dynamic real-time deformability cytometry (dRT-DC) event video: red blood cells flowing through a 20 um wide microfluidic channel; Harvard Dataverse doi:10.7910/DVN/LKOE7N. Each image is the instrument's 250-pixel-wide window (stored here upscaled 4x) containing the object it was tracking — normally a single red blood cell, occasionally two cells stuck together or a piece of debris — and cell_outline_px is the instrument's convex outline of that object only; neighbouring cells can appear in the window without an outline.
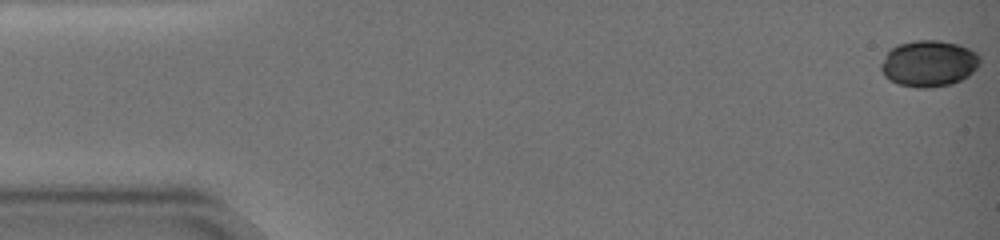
{"species": "common noctule bat (a hibernating species)", "species_latin": "Nyctalus noctula", "temperature_condition": "warm", "stored_images_in_passage": 61, "camera_frame_rate_fps": 3000, "um_per_image_px": 0.085, "animal": {"sex": "female", "body_mass_g": 19.0, "forearm_length_mm": 51.5}, "frame": {"image": 1, "passage_image": 1, "time_ms": 0.0, "image_size_px": [1000, 240], "cell_outline_px": [[980, 64], [968, 76], [952, 84], [928, 88], [916, 88], [896, 84], [884, 76], [880, 68], [880, 64], [888, 52], [892, 48], [900, 44], [916, 40], [940, 40], [960, 44], [976, 52], [980, 56]], "centroid_in_image_um": [78.96, 5.4], "position_along_channel_um": 6.0, "area_um2": 26.88}}
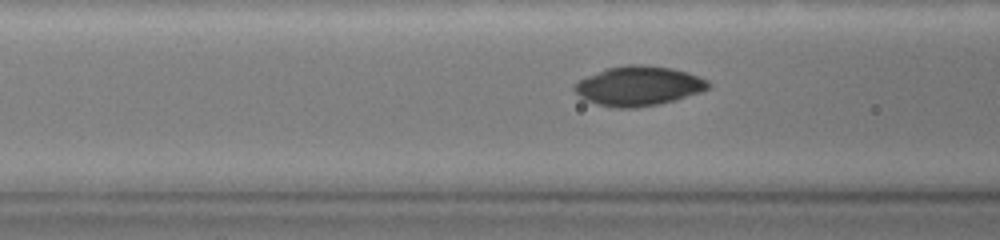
{"frame": {"image": 2, "passage_image": 26, "time_ms": 8.333, "image_size_px": [1000, 240], "cell_outline_px": [[712, 84], [708, 88], [700, 92], [676, 100], [660, 104], [636, 108], [616, 108], [596, 104], [584, 100], [572, 88], [572, 84], [604, 68], [628, 64], [640, 64], [672, 68], [688, 72], [708, 80]], "centroid_in_image_um": [54.27, 7.31], "position_along_channel_um": 112.3, "area_um2": 31.15}}
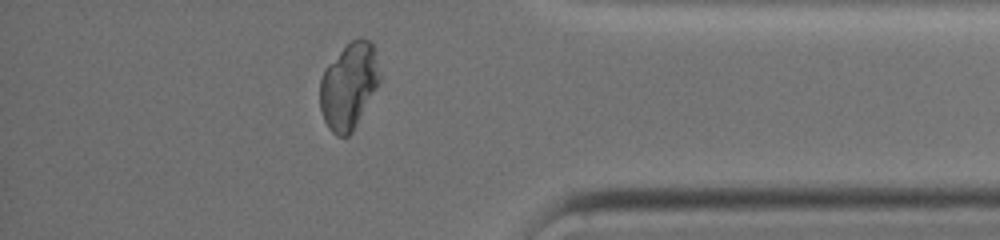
{"frame": {"image": 3, "passage_image": 56, "time_ms": 18.333, "image_size_px": [1000, 240], "cell_outline_px": [[380, 80], [352, 132], [348, 136], [336, 136], [328, 128], [324, 120], [320, 108], [320, 80], [324, 68], [352, 40], [372, 40], [380, 76]], "centroid_in_image_um": [29.62, 7.33], "position_along_channel_um": 405.6, "area_um2": 29.42}, "authors_computed_cell_mechanics": {"area_um2": 29.0734, "velocity_mm_per_s": 3.0387, "shape_relaxation_time_tau1_ms": 7.4035, "shape_relaxation_time_tau2_ms": null, "deformation_change_tau1": 0.1595, "deformation_change_tau2": null}}